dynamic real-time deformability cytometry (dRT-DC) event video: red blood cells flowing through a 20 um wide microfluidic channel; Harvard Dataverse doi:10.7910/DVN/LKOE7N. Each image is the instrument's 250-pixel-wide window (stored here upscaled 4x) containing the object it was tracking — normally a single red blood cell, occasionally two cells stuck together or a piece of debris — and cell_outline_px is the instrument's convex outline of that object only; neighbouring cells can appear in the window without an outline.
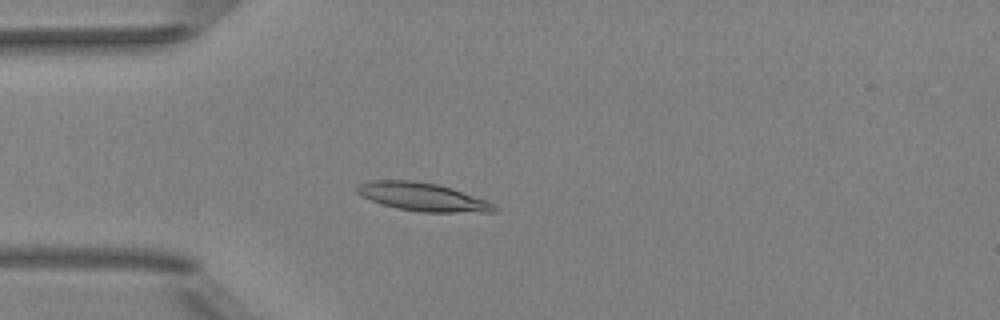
{"species": "Egyptian fruit bat (a non-hibernating species)", "species_latin": "Rousettus aegyptiacus", "temperature_condition": "room temperature", "stored_images_in_passage": 4, "camera_frame_rate_fps": 3000, "um_per_image_px": 0.085, "animal": {"sex": "female"}, "frame": {"image": 1, "passage_image": 3, "time_ms": 0.667, "image_size_px": [1000, 320], "cell_outline_px": [[500, 208], [496, 212], [420, 212], [396, 208], [360, 196], [356, 192], [356, 184], [368, 180], [412, 180], [440, 184], [488, 200], [496, 204]], "centroid_in_image_um": [35.95, 16.73], "position_along_channel_um": 49.0, "area_um2": 23.0}}